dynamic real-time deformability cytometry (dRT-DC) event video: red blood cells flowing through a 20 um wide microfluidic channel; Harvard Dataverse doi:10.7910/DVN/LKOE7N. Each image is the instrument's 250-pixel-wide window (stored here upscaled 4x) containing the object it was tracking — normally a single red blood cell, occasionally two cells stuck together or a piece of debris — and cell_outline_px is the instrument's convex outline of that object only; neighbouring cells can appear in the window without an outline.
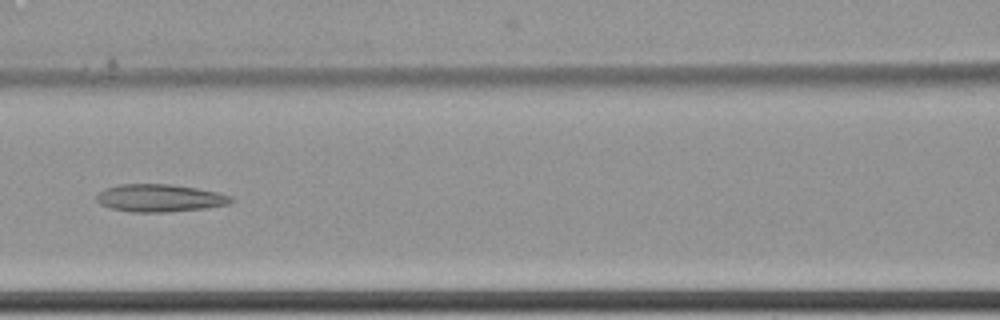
{"species": "common noctule bat (a hibernating species)", "species_latin": "Nyctalus noctula", "temperature_condition": "cold", "stored_images_in_passage": 9, "camera_frame_rate_fps": 3000, "um_per_image_px": 0.085, "animal": {"sex": "female", "body_mass_g": 22.7, "forearm_length_mm": 54.2}, "frame": {"image": 1, "passage_image": 8, "time_ms": 2.333, "image_size_px": [1000, 320], "cell_outline_px": [[236, 200], [228, 204], [204, 208], [168, 212], [132, 212], [112, 208], [100, 204], [96, 200], [96, 196], [104, 188], [120, 184], [172, 184], [220, 192], [232, 196]], "centroid_in_image_um": [13.61, 16.82], "position_along_channel_um": 153.0, "area_um2": 21.73}}
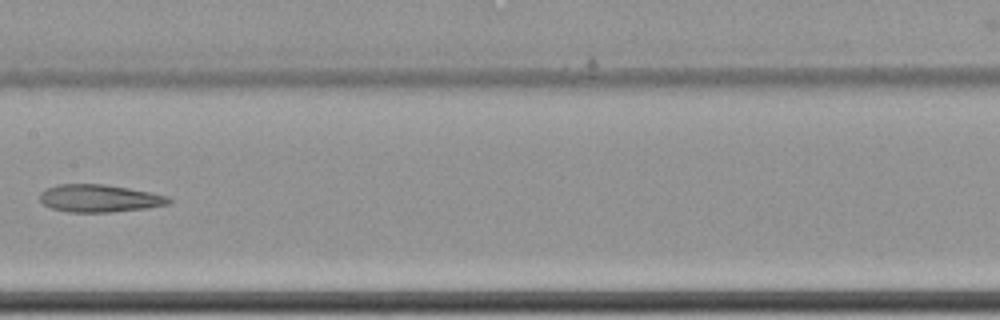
{"frame": {"image": 2, "passage_image": 9, "time_ms": 2.667, "image_size_px": [1000, 320], "cell_outline_px": [[172, 200], [168, 204], [148, 208], [112, 212], [68, 212], [52, 208], [44, 204], [40, 200], [40, 192], [56, 184], [104, 184], [128, 188], [168, 196]], "centroid_in_image_um": [8.44, 16.86], "position_along_channel_um": 199.0, "area_um2": 20.63}}